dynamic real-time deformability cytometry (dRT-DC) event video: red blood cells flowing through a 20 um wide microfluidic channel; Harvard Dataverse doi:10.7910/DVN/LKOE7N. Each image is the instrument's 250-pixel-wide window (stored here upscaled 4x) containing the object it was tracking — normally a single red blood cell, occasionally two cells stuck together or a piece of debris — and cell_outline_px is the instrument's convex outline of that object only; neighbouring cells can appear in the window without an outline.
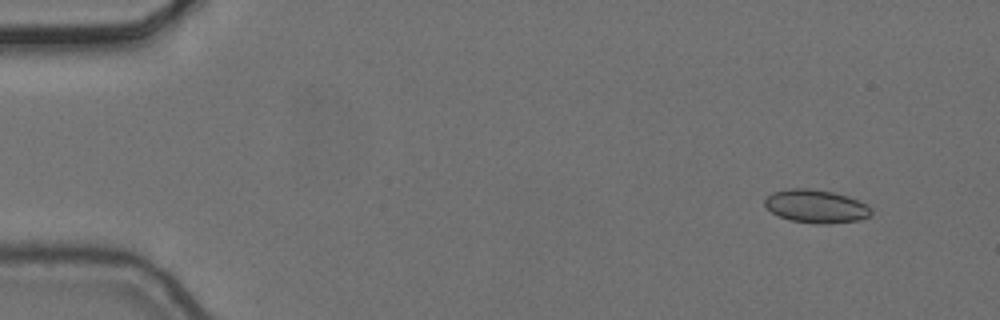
{"species": "common noctule bat (a hibernating species)", "species_latin": "Nyctalus noctula", "temperature_condition": "cold", "stored_images_in_passage": 5, "camera_frame_rate_fps": 3000, "um_per_image_px": 0.085, "animal": {"sex": "female", "body_mass_g": 24.6, "forearm_length_mm": 56.2}, "frame": {"image": 1, "passage_image": 2, "time_ms": 0.333, "image_size_px": [1000, 320], "cell_outline_px": [[872, 216], [860, 220], [828, 224], [816, 224], [792, 220], [780, 216], [772, 212], [764, 204], [764, 200], [772, 192], [792, 188], [808, 188], [832, 192], [848, 196], [868, 204], [872, 208]], "centroid_in_image_um": [69.42, 17.54], "position_along_channel_um": 15.6, "area_um2": 20.69}}